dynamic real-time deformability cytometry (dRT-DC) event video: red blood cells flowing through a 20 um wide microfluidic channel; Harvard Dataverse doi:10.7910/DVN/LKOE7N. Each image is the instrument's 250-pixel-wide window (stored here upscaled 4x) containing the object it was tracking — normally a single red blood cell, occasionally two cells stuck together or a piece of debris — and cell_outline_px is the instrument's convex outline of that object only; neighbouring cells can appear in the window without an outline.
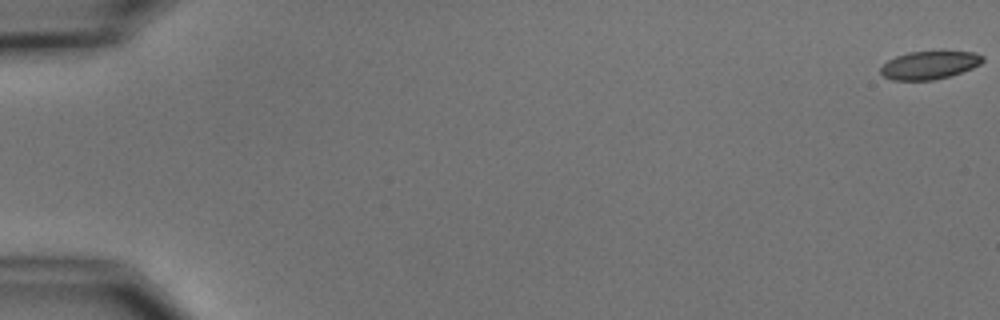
{"species": "common noctule bat (a hibernating species)", "species_latin": "Nyctalus noctula", "temperature_condition": "cold", "stored_images_in_passage": 5, "camera_frame_rate_fps": 3000, "um_per_image_px": 0.085, "animal": {"sex": "male", "body_mass_g": 15.6}, "frame": {"image": 1, "passage_image": 1, "time_ms": 0.0, "image_size_px": [1000, 320], "cell_outline_px": [[984, 60], [980, 64], [972, 68], [948, 76], [932, 80], [892, 80], [884, 76], [880, 72], [880, 68], [888, 60], [896, 56], [908, 52], [976, 52], [984, 56]], "centroid_in_image_um": [78.99, 5.53], "position_along_channel_um": 6.0, "area_um2": 16.47}}
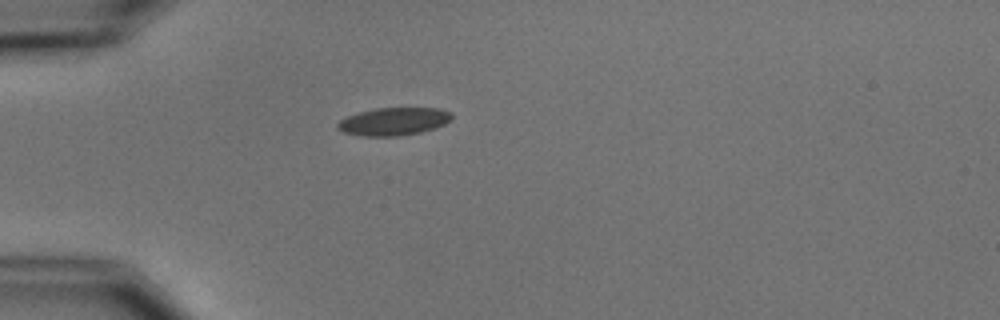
{"frame": {"image": 2, "passage_image": 5, "time_ms": 5.333, "image_size_px": [1000, 320], "cell_outline_px": [[452, 120], [444, 124], [420, 132], [400, 136], [360, 136], [344, 132], [336, 128], [336, 124], [340, 120], [348, 116], [360, 112], [376, 108], [440, 108], [452, 112]], "centroid_in_image_um": [33.46, 10.32], "position_along_channel_um": 51.5, "area_um2": 18.5}}